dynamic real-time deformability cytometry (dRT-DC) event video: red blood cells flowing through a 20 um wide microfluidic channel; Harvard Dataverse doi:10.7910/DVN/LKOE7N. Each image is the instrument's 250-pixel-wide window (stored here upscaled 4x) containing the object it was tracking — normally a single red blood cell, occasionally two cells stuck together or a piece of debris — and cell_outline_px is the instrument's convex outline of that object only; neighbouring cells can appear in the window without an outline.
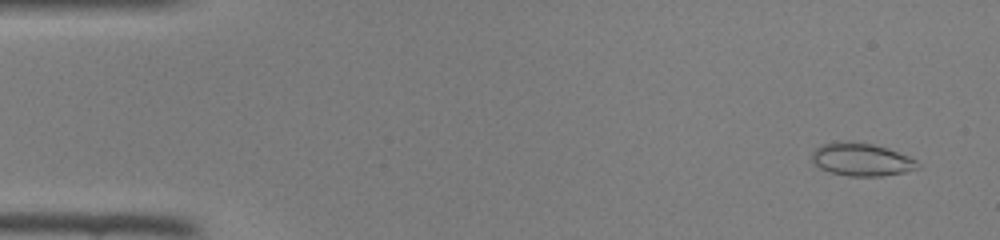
{"species": "common noctule bat (a hibernating species)", "species_latin": "Nyctalus noctula", "temperature_condition": "room temperature", "stored_images_in_passage": 47, "camera_frame_rate_fps": 3000, "um_per_image_px": 0.085, "animal": {"sex": "female", "body_mass_g": 22.0, "forearm_length_mm": 56.7}, "frame": {"image": 1, "passage_image": 3, "time_ms": 0.667, "image_size_px": [1000, 240], "cell_outline_px": [[920, 168], [904, 172], [880, 176], [848, 176], [832, 172], [820, 168], [812, 160], [812, 152], [816, 148], [824, 144], [836, 140], [872, 144], [888, 148], [908, 156], [916, 160], [920, 164]], "centroid_in_image_um": [73.24, 13.55], "position_along_channel_um": 11.8, "area_um2": 20.17}}
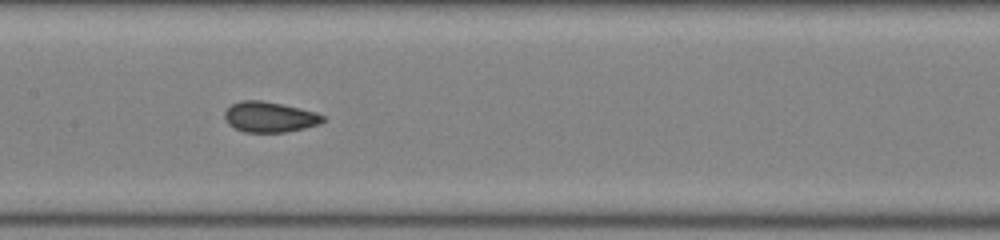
{"frame": {"image": 2, "passage_image": 23, "time_ms": 7.333, "image_size_px": [1000, 240], "cell_outline_px": [[324, 120], [320, 124], [304, 128], [284, 132], [244, 132], [228, 124], [224, 116], [224, 112], [232, 104], [240, 100], [260, 100], [300, 108], [316, 112], [324, 116]], "centroid_in_image_um": [22.91, 9.94], "position_along_channel_um": 184.5, "area_um2": 17.34}}
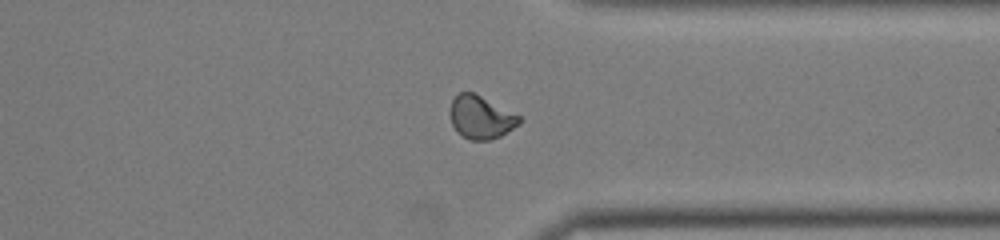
{"frame": {"image": 3, "passage_image": 36, "time_ms": 11.667, "image_size_px": [1000, 240], "cell_outline_px": [[520, 124], [500, 136], [488, 140], [472, 140], [456, 132], [452, 124], [448, 112], [452, 100], [460, 92], [472, 92], [520, 116]], "centroid_in_image_um": [40.83, 9.98], "position_along_channel_um": 370.6, "area_um2": 17.11}}